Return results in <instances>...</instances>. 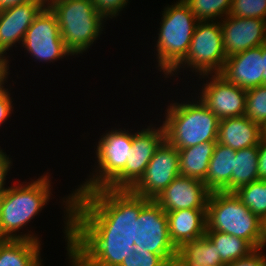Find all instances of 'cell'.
I'll list each match as a JSON object with an SVG mask.
<instances>
[{
    "label": "cell",
    "mask_w": 266,
    "mask_h": 266,
    "mask_svg": "<svg viewBox=\"0 0 266 266\" xmlns=\"http://www.w3.org/2000/svg\"><path fill=\"white\" fill-rule=\"evenodd\" d=\"M151 199L106 187L74 192L71 247L89 266H120L136 240V220Z\"/></svg>",
    "instance_id": "obj_1"
},
{
    "label": "cell",
    "mask_w": 266,
    "mask_h": 266,
    "mask_svg": "<svg viewBox=\"0 0 266 266\" xmlns=\"http://www.w3.org/2000/svg\"><path fill=\"white\" fill-rule=\"evenodd\" d=\"M49 179L47 175H43L25 186L17 184V186L8 187L4 192L2 203L0 240L22 239L39 241L37 236L35 237L33 234L17 235L16 231L28 224L49 201L51 193Z\"/></svg>",
    "instance_id": "obj_2"
},
{
    "label": "cell",
    "mask_w": 266,
    "mask_h": 266,
    "mask_svg": "<svg viewBox=\"0 0 266 266\" xmlns=\"http://www.w3.org/2000/svg\"><path fill=\"white\" fill-rule=\"evenodd\" d=\"M206 218V231L230 234L246 240L254 249L260 248L263 221L234 192H210Z\"/></svg>",
    "instance_id": "obj_3"
},
{
    "label": "cell",
    "mask_w": 266,
    "mask_h": 266,
    "mask_svg": "<svg viewBox=\"0 0 266 266\" xmlns=\"http://www.w3.org/2000/svg\"><path fill=\"white\" fill-rule=\"evenodd\" d=\"M198 101L170 104L165 113V139L178 150L217 141L220 119L201 100Z\"/></svg>",
    "instance_id": "obj_4"
},
{
    "label": "cell",
    "mask_w": 266,
    "mask_h": 266,
    "mask_svg": "<svg viewBox=\"0 0 266 266\" xmlns=\"http://www.w3.org/2000/svg\"><path fill=\"white\" fill-rule=\"evenodd\" d=\"M47 6L56 15L61 37L72 55L86 51L103 31L105 18L92 0H53Z\"/></svg>",
    "instance_id": "obj_5"
},
{
    "label": "cell",
    "mask_w": 266,
    "mask_h": 266,
    "mask_svg": "<svg viewBox=\"0 0 266 266\" xmlns=\"http://www.w3.org/2000/svg\"><path fill=\"white\" fill-rule=\"evenodd\" d=\"M163 12L156 50L158 67L167 77L185 58L199 21L183 0L167 6Z\"/></svg>",
    "instance_id": "obj_6"
},
{
    "label": "cell",
    "mask_w": 266,
    "mask_h": 266,
    "mask_svg": "<svg viewBox=\"0 0 266 266\" xmlns=\"http://www.w3.org/2000/svg\"><path fill=\"white\" fill-rule=\"evenodd\" d=\"M226 58L221 22L199 21L185 58L168 75H174L183 64L202 76L220 73Z\"/></svg>",
    "instance_id": "obj_7"
},
{
    "label": "cell",
    "mask_w": 266,
    "mask_h": 266,
    "mask_svg": "<svg viewBox=\"0 0 266 266\" xmlns=\"http://www.w3.org/2000/svg\"><path fill=\"white\" fill-rule=\"evenodd\" d=\"M158 254L169 266H174L177 248L170 240L166 212L153 199L140 211L136 220L134 251Z\"/></svg>",
    "instance_id": "obj_8"
},
{
    "label": "cell",
    "mask_w": 266,
    "mask_h": 266,
    "mask_svg": "<svg viewBox=\"0 0 266 266\" xmlns=\"http://www.w3.org/2000/svg\"><path fill=\"white\" fill-rule=\"evenodd\" d=\"M132 134L126 131L112 130L103 134L96 149L98 163L97 175H93L75 192H89L106 187L126 166L132 155ZM99 172V173H98Z\"/></svg>",
    "instance_id": "obj_9"
},
{
    "label": "cell",
    "mask_w": 266,
    "mask_h": 266,
    "mask_svg": "<svg viewBox=\"0 0 266 266\" xmlns=\"http://www.w3.org/2000/svg\"><path fill=\"white\" fill-rule=\"evenodd\" d=\"M22 45L42 61H54L72 55L61 37L56 15L46 6L27 29Z\"/></svg>",
    "instance_id": "obj_10"
},
{
    "label": "cell",
    "mask_w": 266,
    "mask_h": 266,
    "mask_svg": "<svg viewBox=\"0 0 266 266\" xmlns=\"http://www.w3.org/2000/svg\"><path fill=\"white\" fill-rule=\"evenodd\" d=\"M149 126L132 134V155L125 168L106 186L112 190H130L143 176L145 169L157 148L165 140V129Z\"/></svg>",
    "instance_id": "obj_11"
},
{
    "label": "cell",
    "mask_w": 266,
    "mask_h": 266,
    "mask_svg": "<svg viewBox=\"0 0 266 266\" xmlns=\"http://www.w3.org/2000/svg\"><path fill=\"white\" fill-rule=\"evenodd\" d=\"M179 163L178 149L165 139L155 151L143 176L130 191L154 200L180 175Z\"/></svg>",
    "instance_id": "obj_12"
},
{
    "label": "cell",
    "mask_w": 266,
    "mask_h": 266,
    "mask_svg": "<svg viewBox=\"0 0 266 266\" xmlns=\"http://www.w3.org/2000/svg\"><path fill=\"white\" fill-rule=\"evenodd\" d=\"M210 79L202 88L201 102L219 119L245 115L246 89L230 83L219 73L212 74Z\"/></svg>",
    "instance_id": "obj_13"
},
{
    "label": "cell",
    "mask_w": 266,
    "mask_h": 266,
    "mask_svg": "<svg viewBox=\"0 0 266 266\" xmlns=\"http://www.w3.org/2000/svg\"><path fill=\"white\" fill-rule=\"evenodd\" d=\"M222 21L226 57L266 43V20L228 15Z\"/></svg>",
    "instance_id": "obj_14"
},
{
    "label": "cell",
    "mask_w": 266,
    "mask_h": 266,
    "mask_svg": "<svg viewBox=\"0 0 266 266\" xmlns=\"http://www.w3.org/2000/svg\"><path fill=\"white\" fill-rule=\"evenodd\" d=\"M209 194L203 181L179 175L154 200L165 212L206 209Z\"/></svg>",
    "instance_id": "obj_15"
},
{
    "label": "cell",
    "mask_w": 266,
    "mask_h": 266,
    "mask_svg": "<svg viewBox=\"0 0 266 266\" xmlns=\"http://www.w3.org/2000/svg\"><path fill=\"white\" fill-rule=\"evenodd\" d=\"M46 6L45 0H32L0 10V54L3 57L16 42H23L27 29Z\"/></svg>",
    "instance_id": "obj_16"
},
{
    "label": "cell",
    "mask_w": 266,
    "mask_h": 266,
    "mask_svg": "<svg viewBox=\"0 0 266 266\" xmlns=\"http://www.w3.org/2000/svg\"><path fill=\"white\" fill-rule=\"evenodd\" d=\"M262 45L226 58L219 73L227 81L243 89L264 85Z\"/></svg>",
    "instance_id": "obj_17"
},
{
    "label": "cell",
    "mask_w": 266,
    "mask_h": 266,
    "mask_svg": "<svg viewBox=\"0 0 266 266\" xmlns=\"http://www.w3.org/2000/svg\"><path fill=\"white\" fill-rule=\"evenodd\" d=\"M264 128L246 115L219 120L217 142L237 151L259 145Z\"/></svg>",
    "instance_id": "obj_18"
},
{
    "label": "cell",
    "mask_w": 266,
    "mask_h": 266,
    "mask_svg": "<svg viewBox=\"0 0 266 266\" xmlns=\"http://www.w3.org/2000/svg\"><path fill=\"white\" fill-rule=\"evenodd\" d=\"M169 236L178 249L188 241L197 240L206 234V209H185L166 212Z\"/></svg>",
    "instance_id": "obj_19"
},
{
    "label": "cell",
    "mask_w": 266,
    "mask_h": 266,
    "mask_svg": "<svg viewBox=\"0 0 266 266\" xmlns=\"http://www.w3.org/2000/svg\"><path fill=\"white\" fill-rule=\"evenodd\" d=\"M235 158V150L218 142L216 143L203 181L210 192H231V174Z\"/></svg>",
    "instance_id": "obj_20"
},
{
    "label": "cell",
    "mask_w": 266,
    "mask_h": 266,
    "mask_svg": "<svg viewBox=\"0 0 266 266\" xmlns=\"http://www.w3.org/2000/svg\"><path fill=\"white\" fill-rule=\"evenodd\" d=\"M225 265L216 251V245L206 235L185 242L177 249L174 266H220Z\"/></svg>",
    "instance_id": "obj_21"
},
{
    "label": "cell",
    "mask_w": 266,
    "mask_h": 266,
    "mask_svg": "<svg viewBox=\"0 0 266 266\" xmlns=\"http://www.w3.org/2000/svg\"><path fill=\"white\" fill-rule=\"evenodd\" d=\"M40 242L22 239H1L0 266H42Z\"/></svg>",
    "instance_id": "obj_22"
},
{
    "label": "cell",
    "mask_w": 266,
    "mask_h": 266,
    "mask_svg": "<svg viewBox=\"0 0 266 266\" xmlns=\"http://www.w3.org/2000/svg\"><path fill=\"white\" fill-rule=\"evenodd\" d=\"M216 143L217 141H208L179 149L180 176L204 181Z\"/></svg>",
    "instance_id": "obj_23"
},
{
    "label": "cell",
    "mask_w": 266,
    "mask_h": 266,
    "mask_svg": "<svg viewBox=\"0 0 266 266\" xmlns=\"http://www.w3.org/2000/svg\"><path fill=\"white\" fill-rule=\"evenodd\" d=\"M257 180L258 145L237 150L231 174V192Z\"/></svg>",
    "instance_id": "obj_24"
},
{
    "label": "cell",
    "mask_w": 266,
    "mask_h": 266,
    "mask_svg": "<svg viewBox=\"0 0 266 266\" xmlns=\"http://www.w3.org/2000/svg\"><path fill=\"white\" fill-rule=\"evenodd\" d=\"M205 235L215 243L216 251L225 265L246 257L255 250L246 240L230 234L206 231Z\"/></svg>",
    "instance_id": "obj_25"
},
{
    "label": "cell",
    "mask_w": 266,
    "mask_h": 266,
    "mask_svg": "<svg viewBox=\"0 0 266 266\" xmlns=\"http://www.w3.org/2000/svg\"><path fill=\"white\" fill-rule=\"evenodd\" d=\"M240 201L262 221L266 218V180H257L234 191Z\"/></svg>",
    "instance_id": "obj_26"
},
{
    "label": "cell",
    "mask_w": 266,
    "mask_h": 266,
    "mask_svg": "<svg viewBox=\"0 0 266 266\" xmlns=\"http://www.w3.org/2000/svg\"><path fill=\"white\" fill-rule=\"evenodd\" d=\"M198 21H213L228 16L232 0H183Z\"/></svg>",
    "instance_id": "obj_27"
},
{
    "label": "cell",
    "mask_w": 266,
    "mask_h": 266,
    "mask_svg": "<svg viewBox=\"0 0 266 266\" xmlns=\"http://www.w3.org/2000/svg\"><path fill=\"white\" fill-rule=\"evenodd\" d=\"M245 115L264 129L266 128V85L246 90Z\"/></svg>",
    "instance_id": "obj_28"
},
{
    "label": "cell",
    "mask_w": 266,
    "mask_h": 266,
    "mask_svg": "<svg viewBox=\"0 0 266 266\" xmlns=\"http://www.w3.org/2000/svg\"><path fill=\"white\" fill-rule=\"evenodd\" d=\"M229 15L266 20V0H232Z\"/></svg>",
    "instance_id": "obj_29"
},
{
    "label": "cell",
    "mask_w": 266,
    "mask_h": 266,
    "mask_svg": "<svg viewBox=\"0 0 266 266\" xmlns=\"http://www.w3.org/2000/svg\"><path fill=\"white\" fill-rule=\"evenodd\" d=\"M120 266H169L158 254L133 251L130 257H124Z\"/></svg>",
    "instance_id": "obj_30"
},
{
    "label": "cell",
    "mask_w": 266,
    "mask_h": 266,
    "mask_svg": "<svg viewBox=\"0 0 266 266\" xmlns=\"http://www.w3.org/2000/svg\"><path fill=\"white\" fill-rule=\"evenodd\" d=\"M72 196H73V193L69 195V197H67L68 199L66 200V204L65 206L67 207H64L66 208V212H67V216H66V221L67 223L66 226H65V237L67 239V251H68V256L71 260V264L72 266H89L88 263L71 247V204H72ZM68 217V219H67Z\"/></svg>",
    "instance_id": "obj_31"
},
{
    "label": "cell",
    "mask_w": 266,
    "mask_h": 266,
    "mask_svg": "<svg viewBox=\"0 0 266 266\" xmlns=\"http://www.w3.org/2000/svg\"><path fill=\"white\" fill-rule=\"evenodd\" d=\"M96 10L107 19L118 16L128 0H92Z\"/></svg>",
    "instance_id": "obj_32"
},
{
    "label": "cell",
    "mask_w": 266,
    "mask_h": 266,
    "mask_svg": "<svg viewBox=\"0 0 266 266\" xmlns=\"http://www.w3.org/2000/svg\"><path fill=\"white\" fill-rule=\"evenodd\" d=\"M262 249H255L248 256L233 261L225 266H266V255L260 252Z\"/></svg>",
    "instance_id": "obj_33"
},
{
    "label": "cell",
    "mask_w": 266,
    "mask_h": 266,
    "mask_svg": "<svg viewBox=\"0 0 266 266\" xmlns=\"http://www.w3.org/2000/svg\"><path fill=\"white\" fill-rule=\"evenodd\" d=\"M12 100L8 89L4 87L0 89V125L10 116L13 111Z\"/></svg>",
    "instance_id": "obj_34"
},
{
    "label": "cell",
    "mask_w": 266,
    "mask_h": 266,
    "mask_svg": "<svg viewBox=\"0 0 266 266\" xmlns=\"http://www.w3.org/2000/svg\"><path fill=\"white\" fill-rule=\"evenodd\" d=\"M258 176L260 180H266V136L258 145Z\"/></svg>",
    "instance_id": "obj_35"
},
{
    "label": "cell",
    "mask_w": 266,
    "mask_h": 266,
    "mask_svg": "<svg viewBox=\"0 0 266 266\" xmlns=\"http://www.w3.org/2000/svg\"><path fill=\"white\" fill-rule=\"evenodd\" d=\"M10 166H12L11 160H9V157L0 149V194H4L8 189L4 187V184Z\"/></svg>",
    "instance_id": "obj_36"
},
{
    "label": "cell",
    "mask_w": 266,
    "mask_h": 266,
    "mask_svg": "<svg viewBox=\"0 0 266 266\" xmlns=\"http://www.w3.org/2000/svg\"><path fill=\"white\" fill-rule=\"evenodd\" d=\"M8 60L7 57H3L0 54V89L3 88L4 82L6 81L7 75H8Z\"/></svg>",
    "instance_id": "obj_37"
},
{
    "label": "cell",
    "mask_w": 266,
    "mask_h": 266,
    "mask_svg": "<svg viewBox=\"0 0 266 266\" xmlns=\"http://www.w3.org/2000/svg\"><path fill=\"white\" fill-rule=\"evenodd\" d=\"M32 0H0V10L18 5V4H23L26 2H29Z\"/></svg>",
    "instance_id": "obj_38"
},
{
    "label": "cell",
    "mask_w": 266,
    "mask_h": 266,
    "mask_svg": "<svg viewBox=\"0 0 266 266\" xmlns=\"http://www.w3.org/2000/svg\"><path fill=\"white\" fill-rule=\"evenodd\" d=\"M262 58H263V78H264V85H266V43L262 44Z\"/></svg>",
    "instance_id": "obj_39"
},
{
    "label": "cell",
    "mask_w": 266,
    "mask_h": 266,
    "mask_svg": "<svg viewBox=\"0 0 266 266\" xmlns=\"http://www.w3.org/2000/svg\"><path fill=\"white\" fill-rule=\"evenodd\" d=\"M265 246H266V218L263 220L262 240H261L260 248L263 249Z\"/></svg>",
    "instance_id": "obj_40"
},
{
    "label": "cell",
    "mask_w": 266,
    "mask_h": 266,
    "mask_svg": "<svg viewBox=\"0 0 266 266\" xmlns=\"http://www.w3.org/2000/svg\"><path fill=\"white\" fill-rule=\"evenodd\" d=\"M3 198H4V194H0V217H1Z\"/></svg>",
    "instance_id": "obj_41"
}]
</instances>
